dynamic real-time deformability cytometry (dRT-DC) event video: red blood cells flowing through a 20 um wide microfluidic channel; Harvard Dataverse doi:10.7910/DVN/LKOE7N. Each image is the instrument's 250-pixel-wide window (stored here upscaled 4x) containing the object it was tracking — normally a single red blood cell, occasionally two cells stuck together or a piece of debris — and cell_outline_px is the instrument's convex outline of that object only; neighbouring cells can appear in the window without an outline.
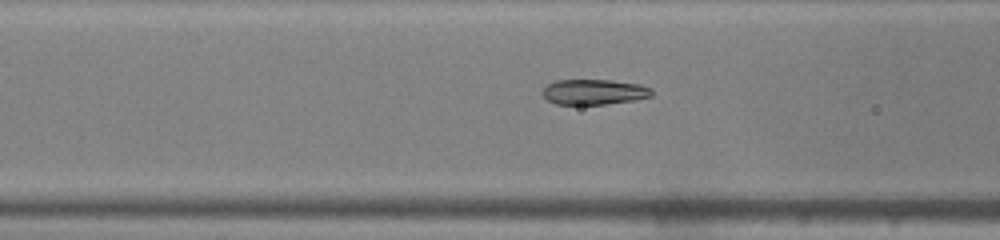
{"species": "common noctule bat (a hibernating species)", "species_latin": "Nyctalus noctula", "temperature_condition": "warm", "stored_images_in_passage": 36, "camera_frame_rate_fps": 3000, "um_per_image_px": 0.085, "animal": {"sex": "male", "body_mass_g": 19.0, "forearm_length_mm": 50.8}, "frame": {"image": 1, "passage_image": 8, "time_ms": 2.333, "image_size_px": [1000, 240], "cell_outline_px": [[652, 96], [636, 100], [604, 104], [556, 104], [548, 100], [544, 96], [544, 88], [548, 84], [556, 80], [612, 80], [640, 84], [652, 88]], "centroid_in_image_um": [50.54, 7.81], "position_along_channel_um": 116.1, "area_um2": 16.07}}
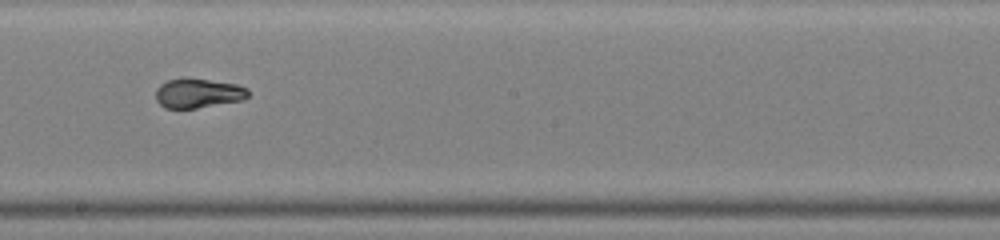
{"frame": {"image": 2, "passage_image": 16, "time_ms": 5.0, "image_size_px": [1000, 240], "cell_outline_px": [[248, 96], [244, 100], [196, 108], [164, 108], [156, 100], [156, 88], [160, 84], [168, 80], [184, 76], [236, 84], [248, 88]], "centroid_in_image_um": [16.82, 7.9], "position_along_channel_um": 231.4, "area_um2": 16.13}}
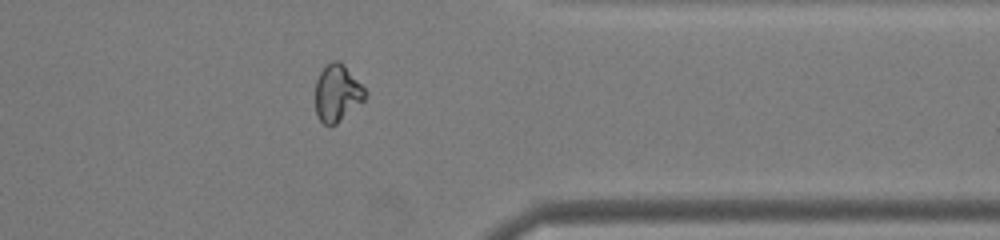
{"frame": {"image": 3, "passage_image": 27, "time_ms": 8.667, "image_size_px": [1000, 240], "cell_outline_px": [[368, 92], [364, 100], [336, 124], [324, 124], [320, 120], [316, 112], [316, 80], [320, 72], [332, 60], [340, 60], [344, 64]], "centroid_in_image_um": [28.67, 7.89], "position_along_channel_um": 382.7, "area_um2": 16.36}, "authors_computed_cell_mechanics": {"area_um2": 16.5597, "velocity_mm_per_s": 4.3279, "shape_relaxation_time_tau1_ms": null, "shape_relaxation_time_tau2_ms": 1.03, "deformation_change_tau1": null, "deformation_change_tau2": 0.0277}}